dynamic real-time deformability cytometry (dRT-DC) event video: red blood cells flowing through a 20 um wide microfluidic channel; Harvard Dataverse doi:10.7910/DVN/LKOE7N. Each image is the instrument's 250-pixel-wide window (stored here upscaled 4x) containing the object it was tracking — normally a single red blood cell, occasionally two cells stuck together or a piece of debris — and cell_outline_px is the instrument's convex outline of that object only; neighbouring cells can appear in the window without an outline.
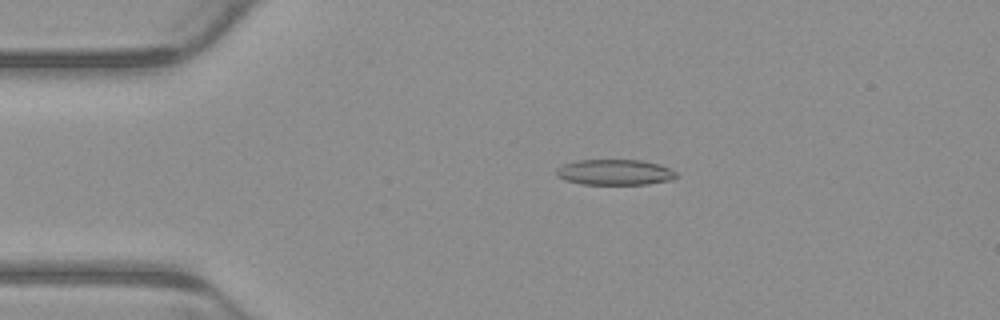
{"species": "common noctule bat (a hibernating species)", "species_latin": "Nyctalus noctula", "temperature_condition": "warm", "stored_images_in_passage": 4, "camera_frame_rate_fps": 3000, "um_per_image_px": 0.085, "animal": {"sex": "male", "body_mass_g": 23.1, "forearm_length_mm": 52.7}, "frame": {"image": 1, "passage_image": 3, "time_ms": 0.667, "image_size_px": [1000, 320], "cell_outline_px": [[680, 176], [672, 180], [648, 184], [584, 184], [564, 180], [556, 176], [556, 168], [564, 164], [576, 160], [640, 160], [660, 164], [676, 172]], "centroid_in_image_um": [52.27, 14.64], "position_along_channel_um": 32.7, "area_um2": 18.03}}